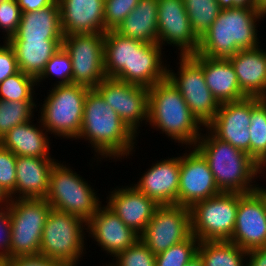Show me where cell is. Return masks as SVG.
Wrapping results in <instances>:
<instances>
[{
    "label": "cell",
    "mask_w": 266,
    "mask_h": 266,
    "mask_svg": "<svg viewBox=\"0 0 266 266\" xmlns=\"http://www.w3.org/2000/svg\"><path fill=\"white\" fill-rule=\"evenodd\" d=\"M264 18L256 9L248 7L222 9L199 39L197 54L228 59L241 49L262 46L259 45L258 23Z\"/></svg>",
    "instance_id": "cell-3"
},
{
    "label": "cell",
    "mask_w": 266,
    "mask_h": 266,
    "mask_svg": "<svg viewBox=\"0 0 266 266\" xmlns=\"http://www.w3.org/2000/svg\"><path fill=\"white\" fill-rule=\"evenodd\" d=\"M16 158L12 151L0 144V185L11 199H15Z\"/></svg>",
    "instance_id": "cell-41"
},
{
    "label": "cell",
    "mask_w": 266,
    "mask_h": 266,
    "mask_svg": "<svg viewBox=\"0 0 266 266\" xmlns=\"http://www.w3.org/2000/svg\"><path fill=\"white\" fill-rule=\"evenodd\" d=\"M222 9L233 7H248L256 9V0H217Z\"/></svg>",
    "instance_id": "cell-47"
},
{
    "label": "cell",
    "mask_w": 266,
    "mask_h": 266,
    "mask_svg": "<svg viewBox=\"0 0 266 266\" xmlns=\"http://www.w3.org/2000/svg\"><path fill=\"white\" fill-rule=\"evenodd\" d=\"M7 208L11 216L10 259L39 255L50 204L45 198H19L12 199Z\"/></svg>",
    "instance_id": "cell-8"
},
{
    "label": "cell",
    "mask_w": 266,
    "mask_h": 266,
    "mask_svg": "<svg viewBox=\"0 0 266 266\" xmlns=\"http://www.w3.org/2000/svg\"><path fill=\"white\" fill-rule=\"evenodd\" d=\"M36 102L0 100V140L13 127L34 119Z\"/></svg>",
    "instance_id": "cell-33"
},
{
    "label": "cell",
    "mask_w": 266,
    "mask_h": 266,
    "mask_svg": "<svg viewBox=\"0 0 266 266\" xmlns=\"http://www.w3.org/2000/svg\"><path fill=\"white\" fill-rule=\"evenodd\" d=\"M112 189L106 197V205L126 226L141 235L159 205L131 183Z\"/></svg>",
    "instance_id": "cell-19"
},
{
    "label": "cell",
    "mask_w": 266,
    "mask_h": 266,
    "mask_svg": "<svg viewBox=\"0 0 266 266\" xmlns=\"http://www.w3.org/2000/svg\"><path fill=\"white\" fill-rule=\"evenodd\" d=\"M63 40H8L13 47L18 69L37 79L46 63L62 47Z\"/></svg>",
    "instance_id": "cell-29"
},
{
    "label": "cell",
    "mask_w": 266,
    "mask_h": 266,
    "mask_svg": "<svg viewBox=\"0 0 266 266\" xmlns=\"http://www.w3.org/2000/svg\"><path fill=\"white\" fill-rule=\"evenodd\" d=\"M199 240L190 235L166 251L156 255V266H185L194 256L197 255Z\"/></svg>",
    "instance_id": "cell-37"
},
{
    "label": "cell",
    "mask_w": 266,
    "mask_h": 266,
    "mask_svg": "<svg viewBox=\"0 0 266 266\" xmlns=\"http://www.w3.org/2000/svg\"><path fill=\"white\" fill-rule=\"evenodd\" d=\"M191 56L202 66L205 83L219 104L246 98L229 59Z\"/></svg>",
    "instance_id": "cell-22"
},
{
    "label": "cell",
    "mask_w": 266,
    "mask_h": 266,
    "mask_svg": "<svg viewBox=\"0 0 266 266\" xmlns=\"http://www.w3.org/2000/svg\"><path fill=\"white\" fill-rule=\"evenodd\" d=\"M114 31L145 43H158V0H139Z\"/></svg>",
    "instance_id": "cell-28"
},
{
    "label": "cell",
    "mask_w": 266,
    "mask_h": 266,
    "mask_svg": "<svg viewBox=\"0 0 266 266\" xmlns=\"http://www.w3.org/2000/svg\"><path fill=\"white\" fill-rule=\"evenodd\" d=\"M86 234L87 222L81 217L51 209L42 231L39 255L78 266L88 250Z\"/></svg>",
    "instance_id": "cell-7"
},
{
    "label": "cell",
    "mask_w": 266,
    "mask_h": 266,
    "mask_svg": "<svg viewBox=\"0 0 266 266\" xmlns=\"http://www.w3.org/2000/svg\"><path fill=\"white\" fill-rule=\"evenodd\" d=\"M64 35L105 33L104 0H57Z\"/></svg>",
    "instance_id": "cell-21"
},
{
    "label": "cell",
    "mask_w": 266,
    "mask_h": 266,
    "mask_svg": "<svg viewBox=\"0 0 266 266\" xmlns=\"http://www.w3.org/2000/svg\"><path fill=\"white\" fill-rule=\"evenodd\" d=\"M11 200V196L0 185V209L7 208Z\"/></svg>",
    "instance_id": "cell-48"
},
{
    "label": "cell",
    "mask_w": 266,
    "mask_h": 266,
    "mask_svg": "<svg viewBox=\"0 0 266 266\" xmlns=\"http://www.w3.org/2000/svg\"><path fill=\"white\" fill-rule=\"evenodd\" d=\"M185 266H204L202 259L197 254Z\"/></svg>",
    "instance_id": "cell-50"
},
{
    "label": "cell",
    "mask_w": 266,
    "mask_h": 266,
    "mask_svg": "<svg viewBox=\"0 0 266 266\" xmlns=\"http://www.w3.org/2000/svg\"><path fill=\"white\" fill-rule=\"evenodd\" d=\"M112 261L103 266H156V255L139 239Z\"/></svg>",
    "instance_id": "cell-38"
},
{
    "label": "cell",
    "mask_w": 266,
    "mask_h": 266,
    "mask_svg": "<svg viewBox=\"0 0 266 266\" xmlns=\"http://www.w3.org/2000/svg\"><path fill=\"white\" fill-rule=\"evenodd\" d=\"M138 2L139 0H104L105 30H115Z\"/></svg>",
    "instance_id": "cell-39"
},
{
    "label": "cell",
    "mask_w": 266,
    "mask_h": 266,
    "mask_svg": "<svg viewBox=\"0 0 266 266\" xmlns=\"http://www.w3.org/2000/svg\"><path fill=\"white\" fill-rule=\"evenodd\" d=\"M158 44L163 49L172 45L178 56L197 53L199 38L190 24L184 0H158Z\"/></svg>",
    "instance_id": "cell-14"
},
{
    "label": "cell",
    "mask_w": 266,
    "mask_h": 266,
    "mask_svg": "<svg viewBox=\"0 0 266 266\" xmlns=\"http://www.w3.org/2000/svg\"><path fill=\"white\" fill-rule=\"evenodd\" d=\"M0 266H9L8 260L4 258H0Z\"/></svg>",
    "instance_id": "cell-51"
},
{
    "label": "cell",
    "mask_w": 266,
    "mask_h": 266,
    "mask_svg": "<svg viewBox=\"0 0 266 266\" xmlns=\"http://www.w3.org/2000/svg\"><path fill=\"white\" fill-rule=\"evenodd\" d=\"M148 106L147 125L182 148L194 147L205 127L167 78L148 88Z\"/></svg>",
    "instance_id": "cell-4"
},
{
    "label": "cell",
    "mask_w": 266,
    "mask_h": 266,
    "mask_svg": "<svg viewBox=\"0 0 266 266\" xmlns=\"http://www.w3.org/2000/svg\"><path fill=\"white\" fill-rule=\"evenodd\" d=\"M239 193L221 192L190 208L191 233L199 241H229L234 232Z\"/></svg>",
    "instance_id": "cell-9"
},
{
    "label": "cell",
    "mask_w": 266,
    "mask_h": 266,
    "mask_svg": "<svg viewBox=\"0 0 266 266\" xmlns=\"http://www.w3.org/2000/svg\"><path fill=\"white\" fill-rule=\"evenodd\" d=\"M137 137L95 88L88 90L81 131L76 140L90 143L95 156L90 162L96 161L98 166L103 159L122 162L130 158L136 152Z\"/></svg>",
    "instance_id": "cell-1"
},
{
    "label": "cell",
    "mask_w": 266,
    "mask_h": 266,
    "mask_svg": "<svg viewBox=\"0 0 266 266\" xmlns=\"http://www.w3.org/2000/svg\"><path fill=\"white\" fill-rule=\"evenodd\" d=\"M241 49L229 61L246 97L266 98V48Z\"/></svg>",
    "instance_id": "cell-23"
},
{
    "label": "cell",
    "mask_w": 266,
    "mask_h": 266,
    "mask_svg": "<svg viewBox=\"0 0 266 266\" xmlns=\"http://www.w3.org/2000/svg\"><path fill=\"white\" fill-rule=\"evenodd\" d=\"M194 147L206 159L221 192L249 193L258 189L260 176L264 178L266 172L247 153L219 140L206 127Z\"/></svg>",
    "instance_id": "cell-2"
},
{
    "label": "cell",
    "mask_w": 266,
    "mask_h": 266,
    "mask_svg": "<svg viewBox=\"0 0 266 266\" xmlns=\"http://www.w3.org/2000/svg\"><path fill=\"white\" fill-rule=\"evenodd\" d=\"M69 165L57 160L51 168L45 200L52 209L81 217L87 222L103 201L88 180Z\"/></svg>",
    "instance_id": "cell-6"
},
{
    "label": "cell",
    "mask_w": 266,
    "mask_h": 266,
    "mask_svg": "<svg viewBox=\"0 0 266 266\" xmlns=\"http://www.w3.org/2000/svg\"><path fill=\"white\" fill-rule=\"evenodd\" d=\"M229 241L247 252L266 247V199L259 189L239 193L234 232Z\"/></svg>",
    "instance_id": "cell-16"
},
{
    "label": "cell",
    "mask_w": 266,
    "mask_h": 266,
    "mask_svg": "<svg viewBox=\"0 0 266 266\" xmlns=\"http://www.w3.org/2000/svg\"><path fill=\"white\" fill-rule=\"evenodd\" d=\"M179 180L180 153L152 163L132 185L158 205H178Z\"/></svg>",
    "instance_id": "cell-20"
},
{
    "label": "cell",
    "mask_w": 266,
    "mask_h": 266,
    "mask_svg": "<svg viewBox=\"0 0 266 266\" xmlns=\"http://www.w3.org/2000/svg\"><path fill=\"white\" fill-rule=\"evenodd\" d=\"M258 189L263 193V195L265 196V199H266V188H265V186H260L259 185Z\"/></svg>",
    "instance_id": "cell-52"
},
{
    "label": "cell",
    "mask_w": 266,
    "mask_h": 266,
    "mask_svg": "<svg viewBox=\"0 0 266 266\" xmlns=\"http://www.w3.org/2000/svg\"><path fill=\"white\" fill-rule=\"evenodd\" d=\"M184 2L192 29L200 39L222 8L217 0H184Z\"/></svg>",
    "instance_id": "cell-34"
},
{
    "label": "cell",
    "mask_w": 266,
    "mask_h": 266,
    "mask_svg": "<svg viewBox=\"0 0 266 266\" xmlns=\"http://www.w3.org/2000/svg\"><path fill=\"white\" fill-rule=\"evenodd\" d=\"M246 266H266V247L248 251Z\"/></svg>",
    "instance_id": "cell-46"
},
{
    "label": "cell",
    "mask_w": 266,
    "mask_h": 266,
    "mask_svg": "<svg viewBox=\"0 0 266 266\" xmlns=\"http://www.w3.org/2000/svg\"><path fill=\"white\" fill-rule=\"evenodd\" d=\"M251 97L222 103L206 128L219 140L250 156Z\"/></svg>",
    "instance_id": "cell-17"
},
{
    "label": "cell",
    "mask_w": 266,
    "mask_h": 266,
    "mask_svg": "<svg viewBox=\"0 0 266 266\" xmlns=\"http://www.w3.org/2000/svg\"><path fill=\"white\" fill-rule=\"evenodd\" d=\"M95 89L120 119L140 136V127L144 124L147 127L148 123V88L106 77Z\"/></svg>",
    "instance_id": "cell-12"
},
{
    "label": "cell",
    "mask_w": 266,
    "mask_h": 266,
    "mask_svg": "<svg viewBox=\"0 0 266 266\" xmlns=\"http://www.w3.org/2000/svg\"><path fill=\"white\" fill-rule=\"evenodd\" d=\"M53 77H55L54 79L57 77L59 80H55L51 86L73 84V66L71 58L63 47L53 54L51 59L46 63L44 71L36 79L37 88H39L43 81L47 82L46 79L48 78V80L52 81Z\"/></svg>",
    "instance_id": "cell-36"
},
{
    "label": "cell",
    "mask_w": 266,
    "mask_h": 266,
    "mask_svg": "<svg viewBox=\"0 0 266 266\" xmlns=\"http://www.w3.org/2000/svg\"><path fill=\"white\" fill-rule=\"evenodd\" d=\"M197 254L204 266H246L247 251L230 241H200Z\"/></svg>",
    "instance_id": "cell-31"
},
{
    "label": "cell",
    "mask_w": 266,
    "mask_h": 266,
    "mask_svg": "<svg viewBox=\"0 0 266 266\" xmlns=\"http://www.w3.org/2000/svg\"><path fill=\"white\" fill-rule=\"evenodd\" d=\"M37 81L34 77L19 70L0 83V100L37 101Z\"/></svg>",
    "instance_id": "cell-35"
},
{
    "label": "cell",
    "mask_w": 266,
    "mask_h": 266,
    "mask_svg": "<svg viewBox=\"0 0 266 266\" xmlns=\"http://www.w3.org/2000/svg\"><path fill=\"white\" fill-rule=\"evenodd\" d=\"M188 149L180 155L178 205L191 208L221 191L203 155L195 147Z\"/></svg>",
    "instance_id": "cell-15"
},
{
    "label": "cell",
    "mask_w": 266,
    "mask_h": 266,
    "mask_svg": "<svg viewBox=\"0 0 266 266\" xmlns=\"http://www.w3.org/2000/svg\"><path fill=\"white\" fill-rule=\"evenodd\" d=\"M256 10L266 17V0H256Z\"/></svg>",
    "instance_id": "cell-49"
},
{
    "label": "cell",
    "mask_w": 266,
    "mask_h": 266,
    "mask_svg": "<svg viewBox=\"0 0 266 266\" xmlns=\"http://www.w3.org/2000/svg\"><path fill=\"white\" fill-rule=\"evenodd\" d=\"M178 71L167 64L166 78L180 92L192 114L206 127L215 117L220 104L205 83L202 66L191 56H177Z\"/></svg>",
    "instance_id": "cell-10"
},
{
    "label": "cell",
    "mask_w": 266,
    "mask_h": 266,
    "mask_svg": "<svg viewBox=\"0 0 266 266\" xmlns=\"http://www.w3.org/2000/svg\"><path fill=\"white\" fill-rule=\"evenodd\" d=\"M11 216L8 208L0 209V258L10 259Z\"/></svg>",
    "instance_id": "cell-43"
},
{
    "label": "cell",
    "mask_w": 266,
    "mask_h": 266,
    "mask_svg": "<svg viewBox=\"0 0 266 266\" xmlns=\"http://www.w3.org/2000/svg\"><path fill=\"white\" fill-rule=\"evenodd\" d=\"M163 50L158 43L132 39L131 84L150 88L166 79L168 62Z\"/></svg>",
    "instance_id": "cell-24"
},
{
    "label": "cell",
    "mask_w": 266,
    "mask_h": 266,
    "mask_svg": "<svg viewBox=\"0 0 266 266\" xmlns=\"http://www.w3.org/2000/svg\"><path fill=\"white\" fill-rule=\"evenodd\" d=\"M22 11L17 0H6L0 3V32L4 33L2 39L8 41L17 33L21 21ZM4 37V38H3Z\"/></svg>",
    "instance_id": "cell-40"
},
{
    "label": "cell",
    "mask_w": 266,
    "mask_h": 266,
    "mask_svg": "<svg viewBox=\"0 0 266 266\" xmlns=\"http://www.w3.org/2000/svg\"><path fill=\"white\" fill-rule=\"evenodd\" d=\"M57 0H17L22 12L37 11L53 5Z\"/></svg>",
    "instance_id": "cell-45"
},
{
    "label": "cell",
    "mask_w": 266,
    "mask_h": 266,
    "mask_svg": "<svg viewBox=\"0 0 266 266\" xmlns=\"http://www.w3.org/2000/svg\"><path fill=\"white\" fill-rule=\"evenodd\" d=\"M132 39L114 30L104 33V71L106 77L131 84Z\"/></svg>",
    "instance_id": "cell-30"
},
{
    "label": "cell",
    "mask_w": 266,
    "mask_h": 266,
    "mask_svg": "<svg viewBox=\"0 0 266 266\" xmlns=\"http://www.w3.org/2000/svg\"><path fill=\"white\" fill-rule=\"evenodd\" d=\"M58 1L46 8L22 12L17 33L9 40H63Z\"/></svg>",
    "instance_id": "cell-27"
},
{
    "label": "cell",
    "mask_w": 266,
    "mask_h": 266,
    "mask_svg": "<svg viewBox=\"0 0 266 266\" xmlns=\"http://www.w3.org/2000/svg\"><path fill=\"white\" fill-rule=\"evenodd\" d=\"M8 264L9 266H73L41 255L11 258L8 260Z\"/></svg>",
    "instance_id": "cell-44"
},
{
    "label": "cell",
    "mask_w": 266,
    "mask_h": 266,
    "mask_svg": "<svg viewBox=\"0 0 266 266\" xmlns=\"http://www.w3.org/2000/svg\"><path fill=\"white\" fill-rule=\"evenodd\" d=\"M87 234L111 259L140 239V235L126 226L106 203L87 221Z\"/></svg>",
    "instance_id": "cell-18"
},
{
    "label": "cell",
    "mask_w": 266,
    "mask_h": 266,
    "mask_svg": "<svg viewBox=\"0 0 266 266\" xmlns=\"http://www.w3.org/2000/svg\"><path fill=\"white\" fill-rule=\"evenodd\" d=\"M62 47L71 58L73 84L91 89L106 78L104 33L64 35Z\"/></svg>",
    "instance_id": "cell-11"
},
{
    "label": "cell",
    "mask_w": 266,
    "mask_h": 266,
    "mask_svg": "<svg viewBox=\"0 0 266 266\" xmlns=\"http://www.w3.org/2000/svg\"><path fill=\"white\" fill-rule=\"evenodd\" d=\"M0 44V83L19 71L13 47L4 41Z\"/></svg>",
    "instance_id": "cell-42"
},
{
    "label": "cell",
    "mask_w": 266,
    "mask_h": 266,
    "mask_svg": "<svg viewBox=\"0 0 266 266\" xmlns=\"http://www.w3.org/2000/svg\"><path fill=\"white\" fill-rule=\"evenodd\" d=\"M39 104L43 127L55 138L76 140L83 120L84 102L90 88L80 84L54 85Z\"/></svg>",
    "instance_id": "cell-5"
},
{
    "label": "cell",
    "mask_w": 266,
    "mask_h": 266,
    "mask_svg": "<svg viewBox=\"0 0 266 266\" xmlns=\"http://www.w3.org/2000/svg\"><path fill=\"white\" fill-rule=\"evenodd\" d=\"M34 119L17 125L8 131L0 140V144L12 151L16 156L54 158L49 152L51 150V136L43 127L38 116Z\"/></svg>",
    "instance_id": "cell-25"
},
{
    "label": "cell",
    "mask_w": 266,
    "mask_h": 266,
    "mask_svg": "<svg viewBox=\"0 0 266 266\" xmlns=\"http://www.w3.org/2000/svg\"><path fill=\"white\" fill-rule=\"evenodd\" d=\"M250 157L266 171V98L251 97Z\"/></svg>",
    "instance_id": "cell-32"
},
{
    "label": "cell",
    "mask_w": 266,
    "mask_h": 266,
    "mask_svg": "<svg viewBox=\"0 0 266 266\" xmlns=\"http://www.w3.org/2000/svg\"><path fill=\"white\" fill-rule=\"evenodd\" d=\"M191 234L190 208L177 204L159 205L140 239L157 255Z\"/></svg>",
    "instance_id": "cell-13"
},
{
    "label": "cell",
    "mask_w": 266,
    "mask_h": 266,
    "mask_svg": "<svg viewBox=\"0 0 266 266\" xmlns=\"http://www.w3.org/2000/svg\"><path fill=\"white\" fill-rule=\"evenodd\" d=\"M56 161L55 158L17 156L15 199L45 198L51 168Z\"/></svg>",
    "instance_id": "cell-26"
}]
</instances>
